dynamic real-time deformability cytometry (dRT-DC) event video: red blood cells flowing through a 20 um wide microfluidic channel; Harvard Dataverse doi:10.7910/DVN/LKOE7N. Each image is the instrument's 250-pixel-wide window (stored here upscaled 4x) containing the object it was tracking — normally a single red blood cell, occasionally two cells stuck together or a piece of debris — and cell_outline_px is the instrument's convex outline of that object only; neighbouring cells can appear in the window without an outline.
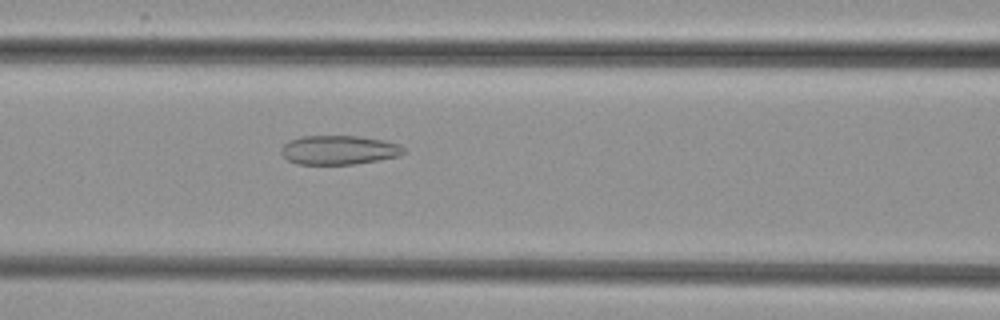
{"species": "common noctule bat (a hibernating species)", "species_latin": "Nyctalus noctula", "temperature_condition": "cold", "stored_images_in_passage": 53, "camera_frame_rate_fps": 3000, "um_per_image_px": 0.085, "animal": {"sex": "female", "body_mass_g": 29.2, "forearm_length_mm": 56.3}, "frame": {"image": 1, "passage_image": 23, "time_ms": 7.333, "image_size_px": [1000, 320], "cell_outline_px": [[404, 152], [400, 156], [380, 160], [356, 164], [296, 164], [288, 160], [280, 152], [280, 148], [288, 140], [300, 136], [360, 136], [384, 140], [400, 144], [404, 148]], "centroid_in_image_um": [28.8, 12.75], "position_along_channel_um": 137.8, "area_um2": 21.04}}
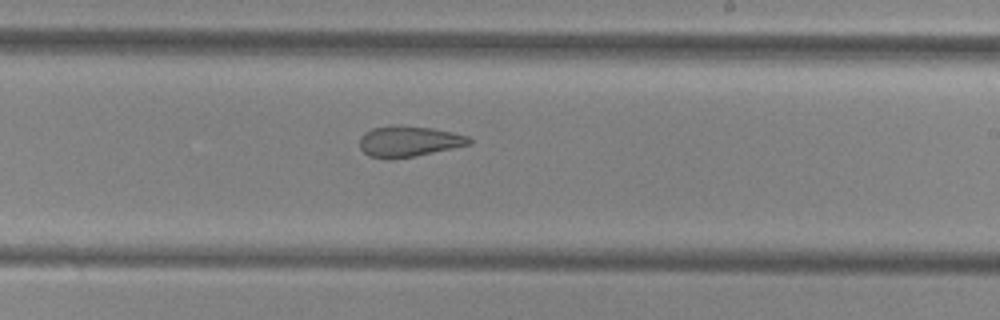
{"frame": {"image": 2, "passage_image": 32, "time_ms": 10.333, "image_size_px": [1000, 320], "cell_outline_px": [[472, 144], [416, 156], [392, 160], [388, 160], [368, 156], [360, 148], [360, 136], [364, 132], [372, 128], [392, 124], [396, 124], [432, 128], [452, 132], [468, 136], [472, 140]], "centroid_in_image_um": [34.72, 12.02], "position_along_channel_um": 254.3, "area_um2": 20.11}}
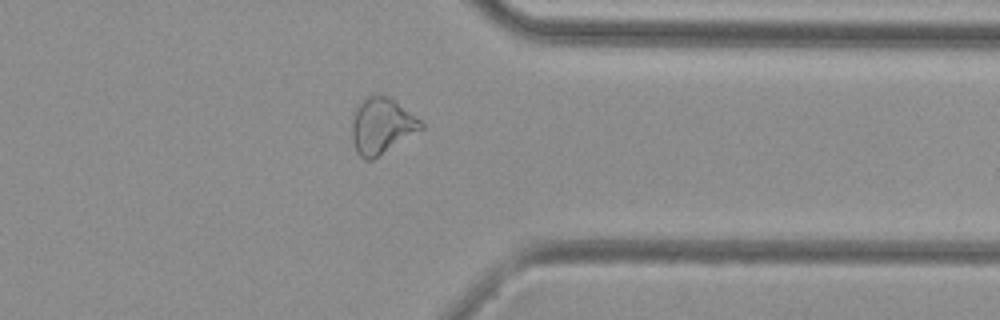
{"frame": {"image": 3, "passage_image": 42, "time_ms": 13.667, "image_size_px": [1000, 320], "cell_outline_px": [[424, 128], [380, 156], [372, 160], [364, 160], [356, 152], [352, 140], [352, 124], [356, 108], [372, 92], [376, 92], [388, 96], [420, 120], [424, 124]], "centroid_in_image_um": [32.43, 10.71], "position_along_channel_um": 379.0, "area_um2": 22.54}}